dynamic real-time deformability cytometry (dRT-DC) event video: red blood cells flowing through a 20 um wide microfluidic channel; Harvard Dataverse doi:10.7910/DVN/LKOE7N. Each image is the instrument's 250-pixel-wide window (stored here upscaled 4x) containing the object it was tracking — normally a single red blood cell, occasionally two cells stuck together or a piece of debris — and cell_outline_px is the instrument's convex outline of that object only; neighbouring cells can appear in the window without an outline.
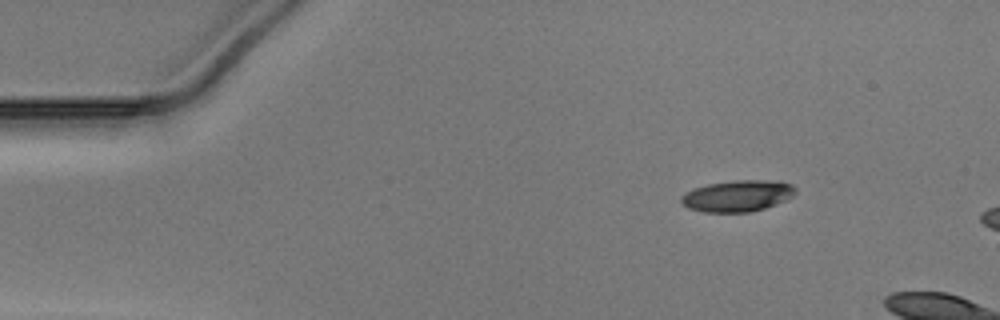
{"species": "Egyptian fruit bat (a non-hibernating species)", "species_latin": "Rousettus aegyptiacus", "temperature_condition": "warm", "stored_images_in_passage": 7, "camera_frame_rate_fps": 3000, "um_per_image_px": 0.085, "animal": {"sex": "male"}, "frame": {"image": 1, "passage_image": 1, "time_ms": 0.0, "image_size_px": [1000, 320], "cell_outline_px": [[796, 192], [792, 196], [776, 204], [764, 208], [748, 212], [704, 212], [688, 208], [680, 200], [680, 196], [684, 192], [692, 188], [708, 184], [736, 180], [780, 180], [792, 184], [796, 188]], "centroid_in_image_um": [62.68, 16.63], "position_along_channel_um": 22.3, "area_um2": 21.04}}